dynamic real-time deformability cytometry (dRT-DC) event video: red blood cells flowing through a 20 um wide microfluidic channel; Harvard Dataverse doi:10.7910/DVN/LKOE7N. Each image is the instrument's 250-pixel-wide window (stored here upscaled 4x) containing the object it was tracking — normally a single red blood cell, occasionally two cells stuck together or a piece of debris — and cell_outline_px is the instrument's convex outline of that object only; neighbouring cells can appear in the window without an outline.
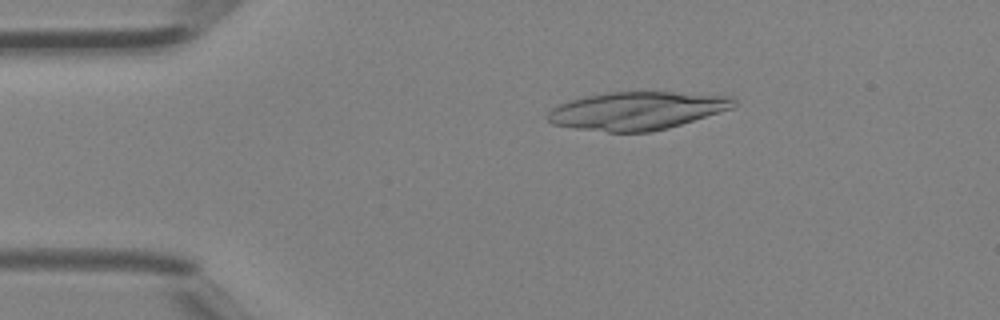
{"species": "Egyptian fruit bat (a non-hibernating species)", "species_latin": "Rousettus aegyptiacus", "temperature_condition": "room temperature", "stored_images_in_passage": 39, "camera_frame_rate_fps": 3000, "um_per_image_px": 0.085, "animal": {"sex": "female"}, "frame": {"image": 1, "passage_image": 6, "time_ms": 1.667, "image_size_px": [1000, 320], "cell_outline_px": [[736, 104], [732, 108], [668, 128], [648, 132], [608, 132], [572, 128], [552, 124], [548, 120], [548, 112], [552, 108], [560, 104], [584, 96], [608, 92], [672, 92], [732, 96], [736, 100]], "centroid_in_image_um": [54.13, 9.41], "position_along_channel_um": 30.9, "area_um2": 41.04}}